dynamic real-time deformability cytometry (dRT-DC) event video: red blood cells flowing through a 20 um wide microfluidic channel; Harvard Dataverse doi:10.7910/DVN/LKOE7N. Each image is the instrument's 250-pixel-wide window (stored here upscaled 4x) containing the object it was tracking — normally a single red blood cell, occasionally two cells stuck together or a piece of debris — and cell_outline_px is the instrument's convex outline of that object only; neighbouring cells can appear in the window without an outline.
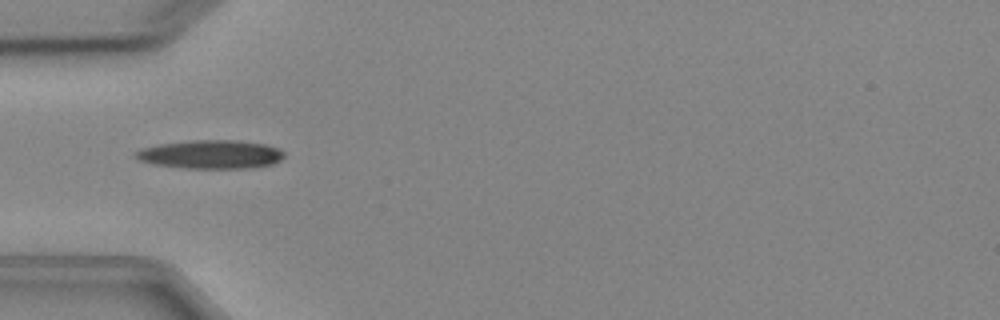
{"species": "Egyptian fruit bat (a non-hibernating species)", "species_latin": "Rousettus aegyptiacus", "temperature_condition": "cold", "stored_images_in_passage": 5, "camera_frame_rate_fps": 3000, "um_per_image_px": 0.085, "animal": {"sex": "female"}, "frame": {"image": 1, "passage_image": 2, "time_ms": 1.333, "image_size_px": [1000, 320], "cell_outline_px": [[284, 156], [280, 160], [272, 164], [252, 168], [184, 168], [152, 164], [140, 160], [132, 156], [132, 152], [140, 148], [160, 144], [188, 140], [236, 140], [264, 144], [280, 148], [284, 152]], "centroid_in_image_um": [17.87, 13.12], "position_along_channel_um": 67.1, "area_um2": 25.03}}
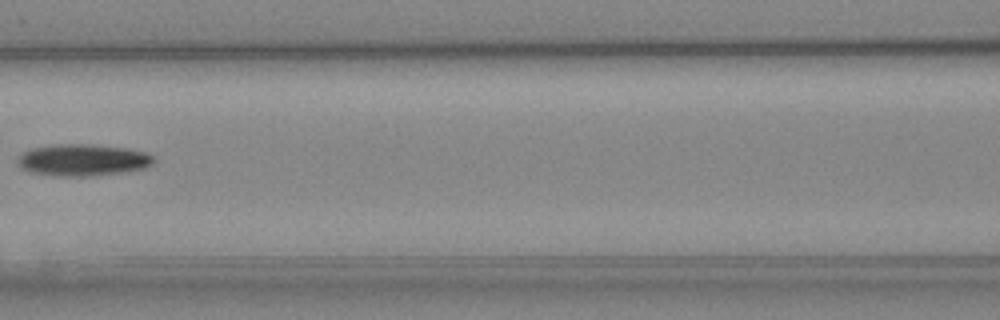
{"frame": {"image": 2, "passage_image": 4, "time_ms": 3.667, "image_size_px": [1000, 320], "cell_outline_px": [[156, 160], [152, 164], [144, 168], [120, 172], [88, 176], [60, 176], [32, 172], [16, 164], [16, 160], [24, 152], [32, 148], [52, 144], [92, 144], [128, 148], [144, 152], [152, 156]], "centroid_in_image_um": [7.03, 13.58], "position_along_channel_um": 159.6, "area_um2": 25.03}}
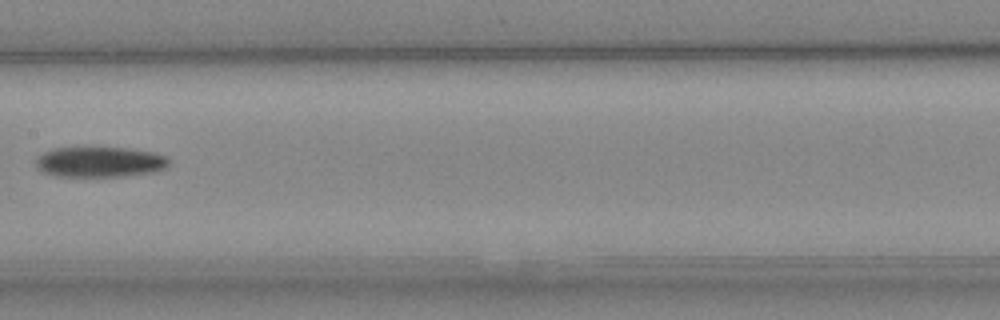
{"frame": {"image": 3, "passage_image": 5, "time_ms": 4.667, "image_size_px": [1000, 320], "cell_outline_px": [[168, 164], [164, 168], [156, 172], [124, 176], [56, 176], [40, 172], [36, 168], [36, 156], [52, 148], [128, 148], [152, 152], [164, 156], [168, 160]], "centroid_in_image_um": [8.42, 13.77], "position_along_channel_um": 199.0, "area_um2": 23.58}}